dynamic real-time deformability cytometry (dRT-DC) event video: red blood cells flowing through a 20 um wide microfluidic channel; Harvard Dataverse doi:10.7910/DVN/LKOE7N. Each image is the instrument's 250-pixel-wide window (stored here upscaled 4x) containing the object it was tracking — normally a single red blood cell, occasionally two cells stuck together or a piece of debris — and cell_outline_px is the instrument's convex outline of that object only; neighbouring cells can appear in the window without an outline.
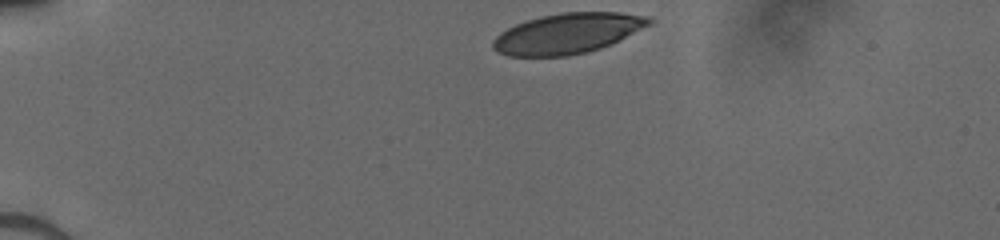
{"species": "human", "species_latin": "Homo sapiens", "temperature_condition": "cold", "stored_images_in_passage": 33, "camera_frame_rate_fps": 3000, "um_per_image_px": 0.085, "donor": {"sex": "male"}, "frame": {"image": 1, "passage_image": 1, "time_ms": 0.0, "image_size_px": [1000, 240], "cell_outline_px": [[652, 24], [612, 44], [600, 48], [568, 56], [508, 56], [496, 52], [492, 48], [492, 40], [500, 32], [516, 24], [540, 16], [560, 12], [620, 12], [652, 16]], "centroid_in_image_um": [48.26, 2.83], "position_along_channel_um": 36.7, "area_um2": 36.99}}
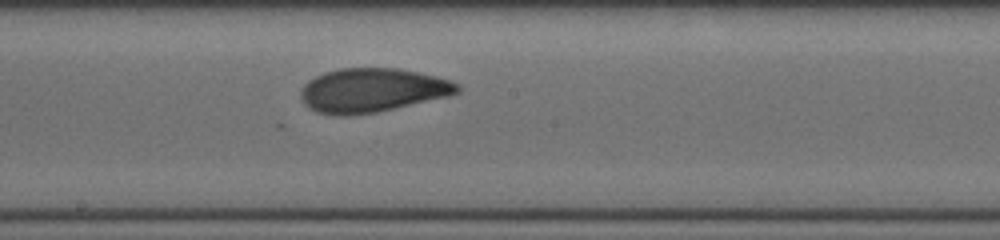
{"frame": {"image": 2, "passage_image": 19, "time_ms": 6.0, "image_size_px": [1000, 240], "cell_outline_px": [[460, 92], [448, 96], [376, 112], [348, 116], [336, 116], [316, 112], [308, 108], [304, 104], [300, 96], [300, 88], [308, 80], [324, 72], [340, 68], [396, 68], [416, 72], [448, 80], [460, 84]], "centroid_in_image_um": [31.57, 7.68], "position_along_channel_um": 216.6, "area_um2": 40.11}}
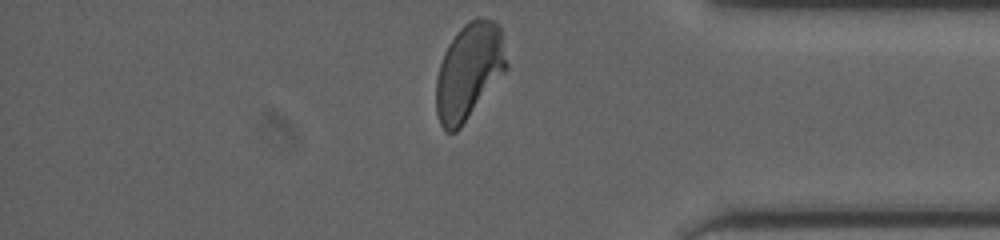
{"frame": {"image": 3, "passage_image": 33, "time_ms": 10.667, "image_size_px": [1000, 240], "cell_outline_px": [[508, 68], [460, 128], [456, 132], [448, 132], [440, 124], [436, 112], [436, 80], [440, 64], [444, 52], [448, 44], [456, 32], [468, 20], [476, 16], [480, 16], [492, 20], [500, 24], [508, 64]], "centroid_in_image_um": [39.87, 6.01], "position_along_channel_um": 395.3, "area_um2": 39.71}}